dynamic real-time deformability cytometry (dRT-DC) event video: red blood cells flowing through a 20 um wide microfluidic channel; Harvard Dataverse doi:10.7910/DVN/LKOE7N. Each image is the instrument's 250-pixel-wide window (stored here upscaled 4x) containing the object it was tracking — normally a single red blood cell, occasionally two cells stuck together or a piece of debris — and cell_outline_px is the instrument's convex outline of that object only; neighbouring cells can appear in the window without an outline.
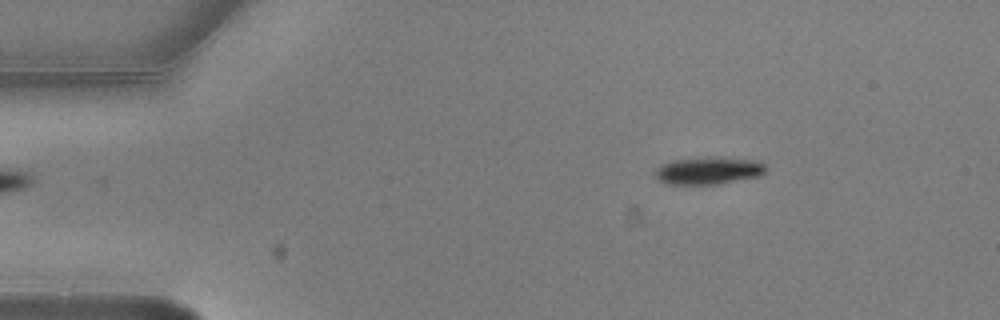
{"species": "common noctule bat (a hibernating species)", "species_latin": "Nyctalus noctula", "temperature_condition": "warm", "stored_images_in_passage": 2, "camera_frame_rate_fps": 3000, "um_per_image_px": 0.085, "animal": {"sex": "male", "body_mass_g": 20.5, "forearm_length_mm": 52.5}, "frame": {"image": 1, "passage_image": 2, "time_ms": 0.333, "image_size_px": [1000, 320], "cell_outline_px": [[768, 168], [760, 176], [720, 184], [664, 184], [656, 180], [656, 168], [660, 164], [672, 160], [708, 156], [720, 156], [760, 160]], "centroid_in_image_um": [60.24, 14.48], "position_along_channel_um": 24.8, "area_um2": 18.32}}